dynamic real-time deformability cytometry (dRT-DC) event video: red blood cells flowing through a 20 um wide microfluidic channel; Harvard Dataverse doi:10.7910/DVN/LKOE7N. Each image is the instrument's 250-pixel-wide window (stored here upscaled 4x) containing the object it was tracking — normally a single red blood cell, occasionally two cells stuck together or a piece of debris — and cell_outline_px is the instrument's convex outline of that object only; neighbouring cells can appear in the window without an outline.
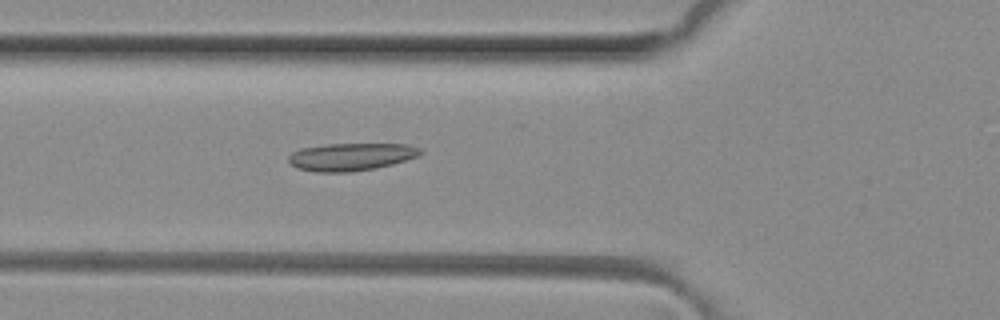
{"species": "common noctule bat (a hibernating species)", "species_latin": "Nyctalus noctula", "temperature_condition": "room temperature", "stored_images_in_passage": 36, "camera_frame_rate_fps": 3000, "um_per_image_px": 0.085, "animal": {"sex": "female", "body_mass_g": 29.2, "forearm_length_mm": 56.3}, "frame": {"image": 1, "passage_image": 8, "time_ms": 2.333, "image_size_px": [1000, 320], "cell_outline_px": [[424, 152], [416, 156], [392, 164], [376, 168], [352, 172], [316, 172], [296, 168], [288, 164], [288, 156], [292, 152], [300, 148], [328, 144], [408, 144], [420, 148]], "centroid_in_image_um": [29.79, 13.33], "position_along_channel_um": 96.0, "area_um2": 21.33}}
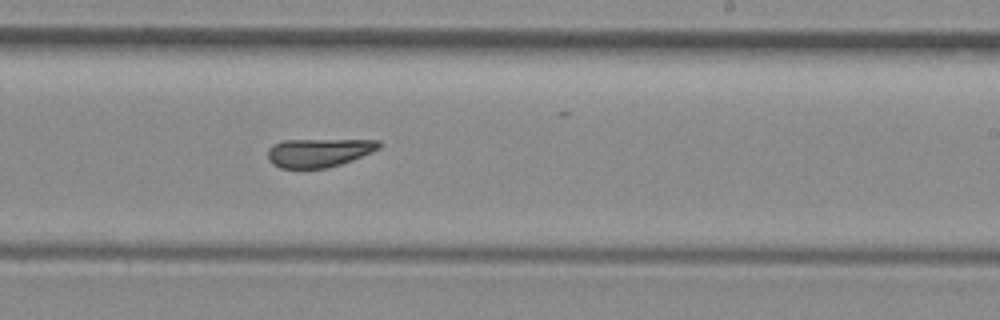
{"frame": {"image": 2, "passage_image": 20, "time_ms": 6.333, "image_size_px": [1000, 320], "cell_outline_px": [[384, 144], [380, 148], [372, 152], [352, 160], [328, 168], [280, 168], [272, 164], [268, 160], [268, 148], [272, 144], [284, 140], [380, 140]], "centroid_in_image_um": [27.1, 12.97], "position_along_channel_um": 261.9, "area_um2": 18.67}}
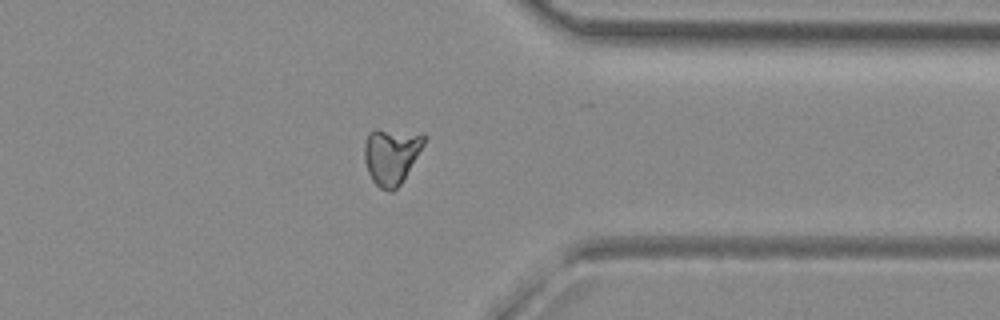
{"frame": {"image": 3, "passage_image": 29, "time_ms": 9.333, "image_size_px": [1000, 320], "cell_outline_px": [[428, 136], [424, 144], [400, 184], [392, 192], [388, 192], [380, 188], [372, 180], [368, 172], [364, 160], [364, 144], [368, 132], [376, 128], [424, 132]], "centroid_in_image_um": [33.26, 13.19], "position_along_channel_um": 378.1, "area_um2": 19.94}}